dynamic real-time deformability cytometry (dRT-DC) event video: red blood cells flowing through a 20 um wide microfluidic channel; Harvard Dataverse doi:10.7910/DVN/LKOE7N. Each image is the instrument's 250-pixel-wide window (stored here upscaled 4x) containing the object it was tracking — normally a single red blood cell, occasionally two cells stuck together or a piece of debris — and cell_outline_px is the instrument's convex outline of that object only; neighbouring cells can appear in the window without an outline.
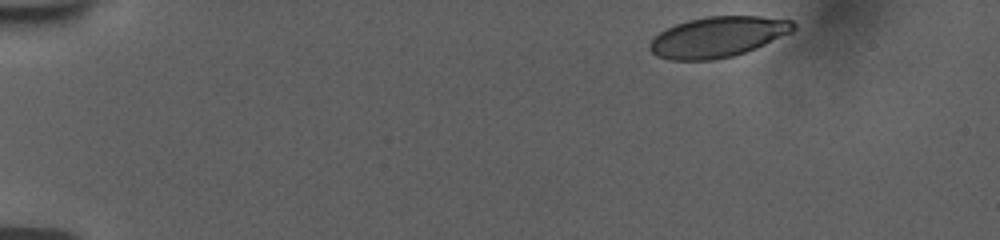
{"species": "human", "species_latin": "Homo sapiens", "temperature_condition": "room temperature", "stored_images_in_passage": 9, "camera_frame_rate_fps": 3000, "um_per_image_px": 0.085, "donor": {"sex": "female"}, "frame": {"image": 1, "passage_image": 1, "time_ms": 0.0, "image_size_px": [1000, 240], "cell_outline_px": [[796, 28], [792, 32], [756, 48], [732, 56], [712, 60], [672, 60], [656, 56], [648, 48], [648, 44], [660, 32], [676, 24], [688, 20], [708, 16], [760, 16], [792, 20], [796, 24]], "centroid_in_image_um": [61.03, 3.13], "position_along_channel_um": 24.0, "area_um2": 33.87}}
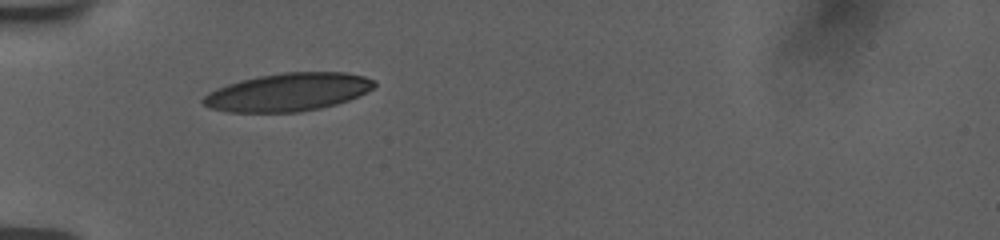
{"frame": {"image": 2, "passage_image": 6, "time_ms": 3.667, "image_size_px": [1000, 240], "cell_outline_px": [[376, 84], [372, 88], [348, 100], [336, 104], [320, 108], [300, 112], [228, 112], [208, 108], [200, 100], [208, 92], [216, 88], [240, 80], [260, 76], [284, 72], [344, 72], [364, 76], [376, 80]], "centroid_in_image_um": [24.45, 7.83], "position_along_channel_um": 60.6, "area_um2": 37.86}}
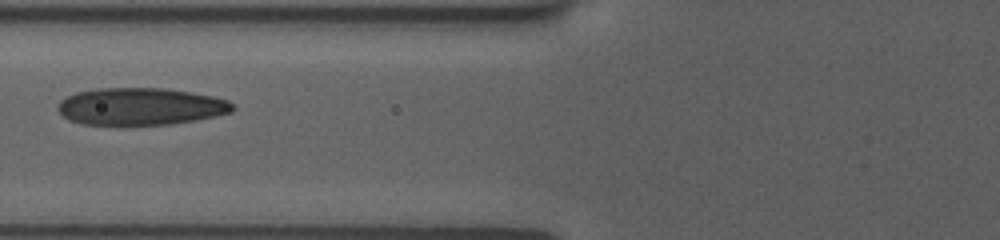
{"frame": {"image": 3, "passage_image": 8, "time_ms": 5.333, "image_size_px": [1000, 240], "cell_outline_px": [[236, 108], [232, 112], [196, 120], [168, 124], [80, 124], [68, 120], [56, 108], [60, 100], [76, 92], [96, 88], [164, 88], [212, 96], [228, 100]], "centroid_in_image_um": [11.92, 9.04], "position_along_channel_um": 113.9, "area_um2": 37.74}}